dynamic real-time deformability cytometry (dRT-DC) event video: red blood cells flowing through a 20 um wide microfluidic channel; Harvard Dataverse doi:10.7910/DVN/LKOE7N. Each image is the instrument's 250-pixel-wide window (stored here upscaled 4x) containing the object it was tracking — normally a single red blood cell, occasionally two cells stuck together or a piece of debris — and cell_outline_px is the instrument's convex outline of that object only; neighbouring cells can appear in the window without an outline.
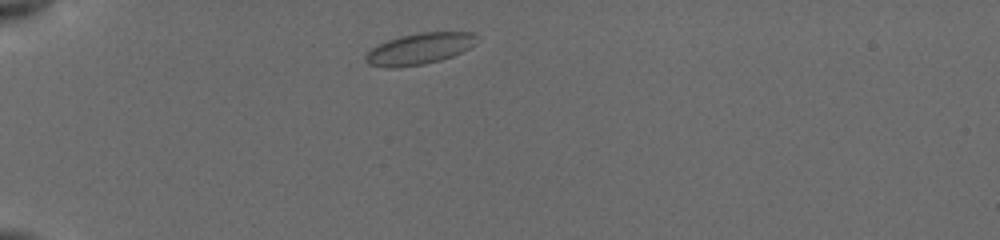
{"species": "common noctule bat (a hibernating species)", "species_latin": "Nyctalus noctula", "temperature_condition": "cold", "stored_images_in_passage": 13, "camera_frame_rate_fps": 3000, "um_per_image_px": 0.085, "animal": {"sex": "female", "body_mass_g": 19.5, "forearm_length_mm": 54.1}, "frame": {"image": 1, "passage_image": 2, "time_ms": 0.333, "image_size_px": [1000, 240], "cell_outline_px": [[476, 44], [452, 56], [440, 60], [424, 64], [396, 68], [388, 68], [368, 64], [364, 60], [364, 56], [372, 48], [388, 40], [400, 36], [420, 32], [476, 32]], "centroid_in_image_um": [35.64, 4.15], "position_along_channel_um": 49.4, "area_um2": 20.23}}
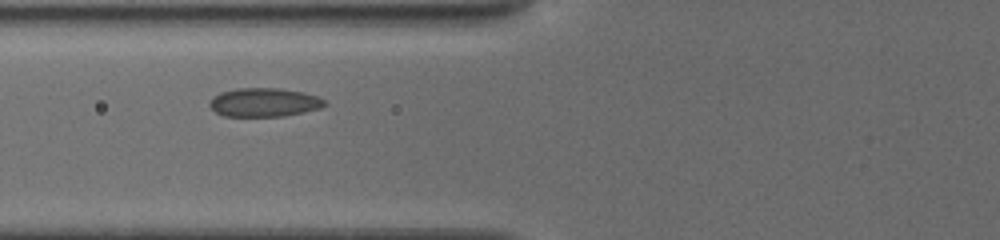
{"frame": {"image": 2, "passage_image": 9, "time_ms": 2.667, "image_size_px": [1000, 240], "cell_outline_px": [[328, 104], [320, 108], [304, 112], [284, 116], [224, 116], [216, 112], [208, 104], [212, 96], [220, 92], [236, 88], [280, 88], [304, 92], [320, 96]], "centroid_in_image_um": [22.47, 8.69], "position_along_channel_um": 103.3, "area_um2": 19.48}}
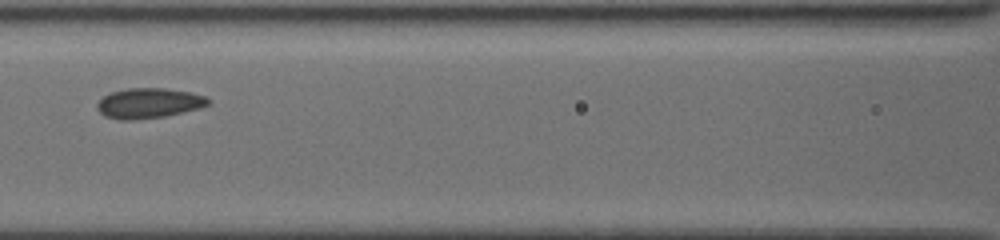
{"frame": {"image": 3, "passage_image": 12, "time_ms": 4.0, "image_size_px": [1000, 240], "cell_outline_px": [[208, 104], [196, 108], [164, 116], [128, 120], [120, 120], [104, 116], [96, 108], [96, 104], [104, 96], [112, 92], [128, 88], [164, 88], [192, 92], [204, 96], [208, 100]], "centroid_in_image_um": [12.58, 8.76], "position_along_channel_um": 154.0, "area_um2": 19.13}}